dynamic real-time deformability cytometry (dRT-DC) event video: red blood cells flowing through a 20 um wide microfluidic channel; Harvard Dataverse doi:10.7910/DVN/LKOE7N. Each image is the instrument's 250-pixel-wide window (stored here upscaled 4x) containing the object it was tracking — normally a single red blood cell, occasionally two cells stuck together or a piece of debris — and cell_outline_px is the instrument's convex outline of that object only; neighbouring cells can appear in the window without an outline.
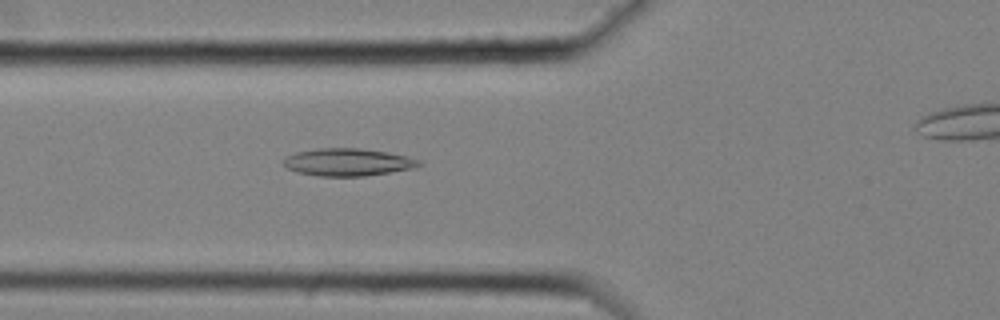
{"species": "common noctule bat (a hibernating species)", "species_latin": "Nyctalus noctula", "temperature_condition": "cold", "stored_images_in_passage": 49, "camera_frame_rate_fps": 3000, "um_per_image_px": 0.085, "animal": {"sex": "female", "body_mass_g": 25.1}, "frame": {"image": 1, "passage_image": 19, "time_ms": 6.0, "image_size_px": [1000, 320], "cell_outline_px": [[424, 164], [416, 168], [364, 176], [320, 176], [296, 172], [288, 168], [280, 160], [284, 156], [296, 152], [316, 148], [360, 148], [388, 152], [420, 160]], "centroid_in_image_um": [29.54, 13.78], "position_along_channel_um": 96.3, "area_um2": 21.91}}
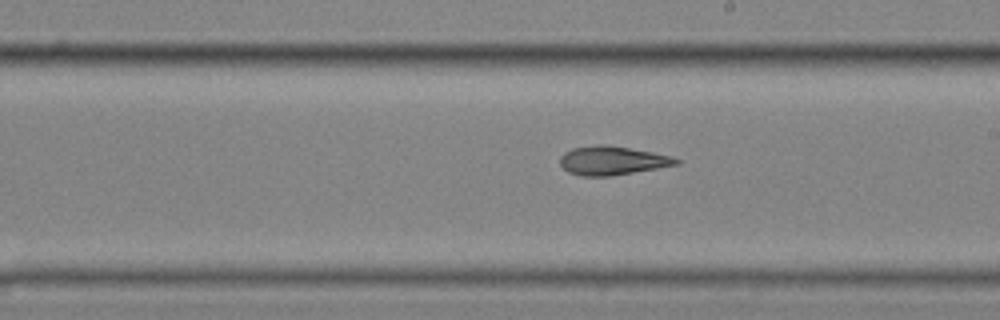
{"frame": {"image": 2, "passage_image": 31, "time_ms": 10.0, "image_size_px": [1000, 320], "cell_outline_px": [[680, 164], [608, 176], [580, 176], [568, 172], [560, 164], [560, 156], [564, 152], [572, 148], [596, 144], [604, 144], [652, 152], [672, 156], [680, 160]], "centroid_in_image_um": [52.01, 13.64], "position_along_channel_um": 237.0, "area_um2": 19.36}}
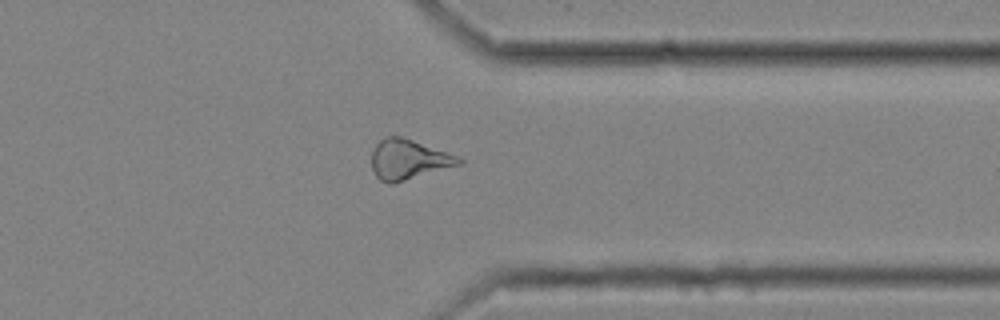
{"frame": {"image": 3, "passage_image": 43, "time_ms": 14.0, "image_size_px": [1000, 320], "cell_outline_px": [[464, 160], [460, 164], [392, 184], [388, 184], [380, 180], [376, 176], [372, 168], [372, 152], [376, 144], [384, 136], [400, 136], [460, 156]], "centroid_in_image_um": [34.71, 13.55], "position_along_channel_um": 376.7, "area_um2": 20.17}}